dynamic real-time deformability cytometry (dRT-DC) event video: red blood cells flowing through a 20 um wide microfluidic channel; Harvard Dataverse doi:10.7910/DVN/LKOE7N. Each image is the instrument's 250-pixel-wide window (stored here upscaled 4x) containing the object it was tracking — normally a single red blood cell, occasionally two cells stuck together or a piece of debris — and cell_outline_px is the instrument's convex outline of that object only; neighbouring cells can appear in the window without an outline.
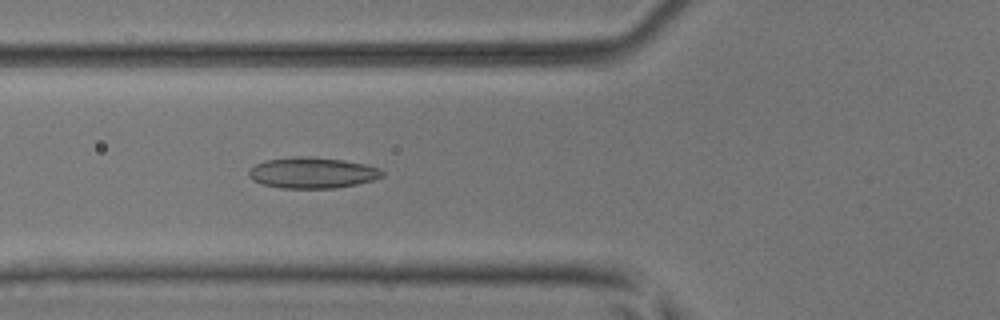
{"species": "common noctule bat (a hibernating species)", "species_latin": "Nyctalus noctula", "temperature_condition": "room temperature", "stored_images_in_passage": 50, "camera_frame_rate_fps": 3000, "um_per_image_px": 0.085, "animal": {"sex": "male", "body_mass_g": 17.9, "forearm_length_mm": 54.2}, "frame": {"image": 1, "passage_image": 19, "time_ms": 6.0, "image_size_px": [1000, 320], "cell_outline_px": [[384, 176], [372, 180], [356, 184], [336, 188], [280, 188], [260, 184], [252, 180], [248, 176], [248, 172], [256, 164], [264, 160], [296, 156], [308, 156], [344, 160], [364, 164], [380, 168], [384, 172]], "centroid_in_image_um": [26.53, 14.69], "position_along_channel_um": 99.3, "area_um2": 24.22}}
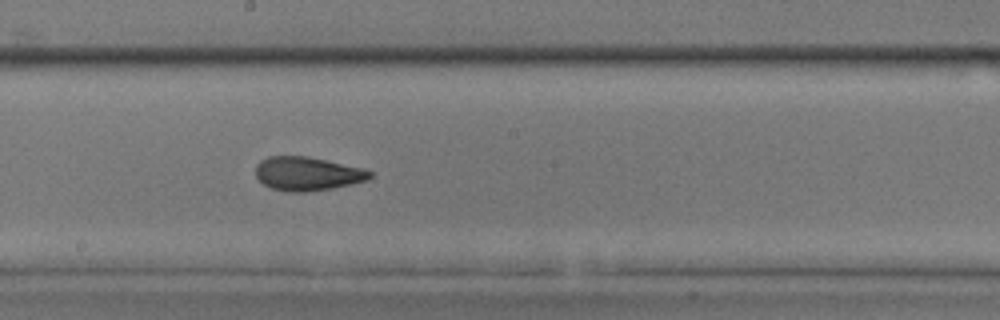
{"frame": {"image": 2, "passage_image": 28, "time_ms": 9.0, "image_size_px": [1000, 320], "cell_outline_px": [[372, 176], [368, 180], [352, 184], [332, 188], [304, 192], [288, 192], [272, 188], [264, 184], [256, 176], [256, 164], [260, 160], [268, 156], [308, 156], [360, 168], [372, 172]], "centroid_in_image_um": [26.1, 14.76], "position_along_channel_um": 222.1, "area_um2": 22.31}}
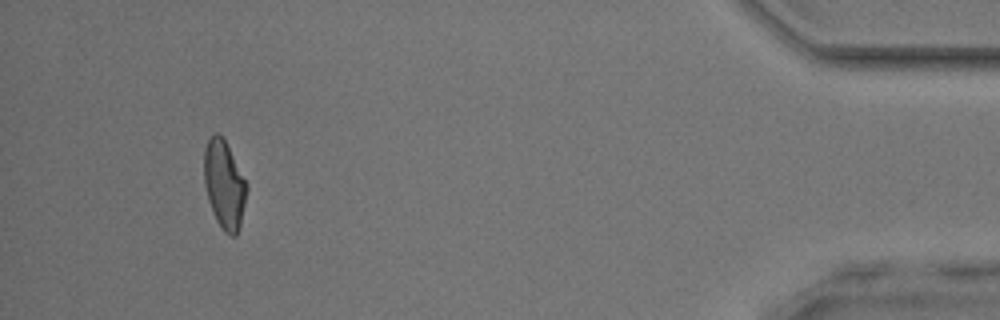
{"frame": {"image": 3, "passage_image": 47, "time_ms": 15.333, "image_size_px": [1000, 320], "cell_outline_px": [[248, 188], [240, 228], [236, 236], [228, 236], [224, 232], [216, 220], [208, 200], [204, 184], [204, 148], [208, 140], [216, 132], [224, 140], [248, 184]], "centroid_in_image_um": [19.07, 15.75], "position_along_channel_um": 416.1, "area_um2": 21.91}, "authors_computed_cell_mechanics": {"area_um2": 22.3397, "velocity_mm_per_s": 4.1144, "shape_relaxation_time_tau1_ms": null, "shape_relaxation_time_tau2_ms": 1.6944, "deformation_change_tau1": null, "deformation_change_tau2": 0.0831}}